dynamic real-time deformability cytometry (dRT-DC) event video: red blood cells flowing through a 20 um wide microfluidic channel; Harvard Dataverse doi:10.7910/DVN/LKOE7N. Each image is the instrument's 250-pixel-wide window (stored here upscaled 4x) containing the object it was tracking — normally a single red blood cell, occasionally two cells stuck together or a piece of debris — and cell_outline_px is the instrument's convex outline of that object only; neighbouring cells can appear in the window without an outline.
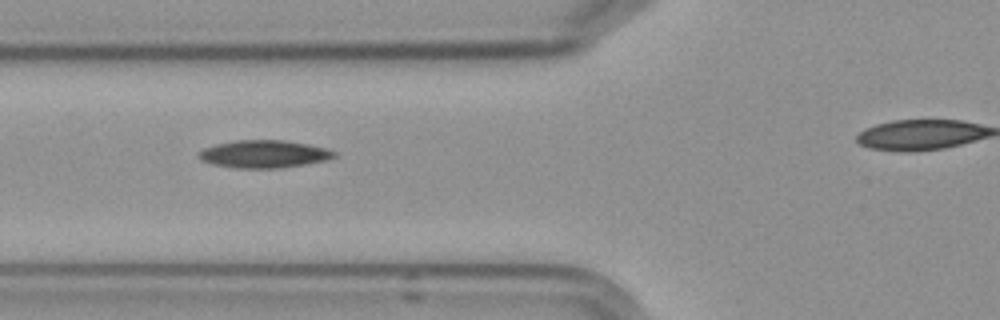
{"species": "Egyptian fruit bat (a non-hibernating species)", "species_latin": "Rousettus aegyptiacus", "temperature_condition": "cold", "stored_images_in_passage": 4, "segment_of_instrument_passage": [1, 2], "camera_frame_rate_fps": 3000, "um_per_image_px": 0.085, "frame": {"image": 1, "passage_image": 2, "time_ms": 1.333, "image_size_px": [1000, 320], "cell_outline_px": [[340, 156], [328, 160], [280, 168], [236, 168], [212, 164], [200, 160], [196, 156], [196, 152], [204, 148], [216, 144], [236, 140], [284, 140], [308, 144], [328, 148], [336, 152]], "centroid_in_image_um": [22.45, 13.09], "position_along_channel_um": 103.4, "area_um2": 22.14}}
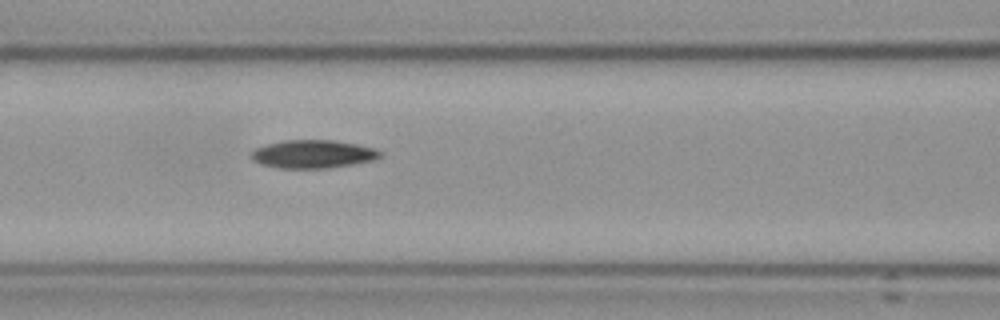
{"frame": {"image": 2, "passage_image": 3, "time_ms": 2.333, "image_size_px": [1000, 320], "cell_outline_px": [[384, 152], [380, 156], [372, 160], [328, 168], [280, 168], [260, 164], [252, 160], [252, 152], [256, 148], [264, 144], [284, 140], [336, 140], [376, 148]], "centroid_in_image_um": [26.59, 13.08], "position_along_channel_um": 140.0, "area_um2": 21.15}}